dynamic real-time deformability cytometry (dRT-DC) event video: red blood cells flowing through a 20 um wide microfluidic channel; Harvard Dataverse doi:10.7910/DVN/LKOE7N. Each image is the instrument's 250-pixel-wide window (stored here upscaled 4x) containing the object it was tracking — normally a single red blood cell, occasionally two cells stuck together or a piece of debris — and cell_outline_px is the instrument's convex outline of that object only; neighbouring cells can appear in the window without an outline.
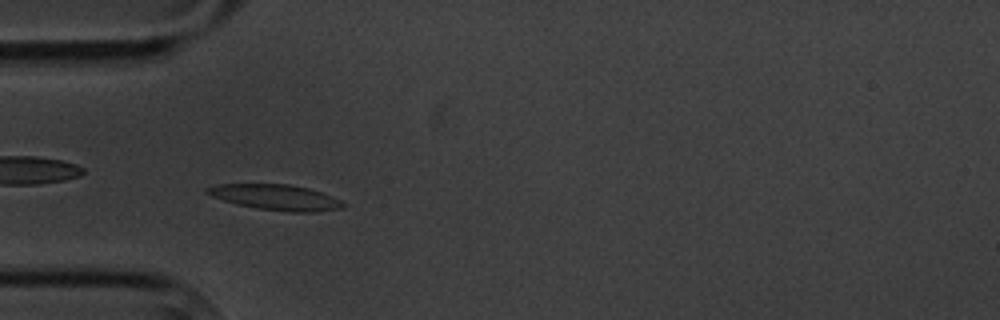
{"species": "common noctule bat (a hibernating species)", "species_latin": "Nyctalus noctula", "temperature_condition": "cold", "stored_images_in_passage": 7, "camera_frame_rate_fps": 3000, "um_per_image_px": 0.085, "animal": {"sex": "male", "body_mass_g": 20.1, "forearm_length_mm": 53.5}, "frame": {"image": 1, "passage_image": 5, "time_ms": 4.667, "image_size_px": [1000, 320], "cell_outline_px": [[344, 208], [316, 212], [288, 212], [256, 208], [236, 204], [212, 196], [204, 192], [204, 188], [216, 184], [288, 184], [308, 188], [332, 196], [340, 200], [344, 204]], "centroid_in_image_um": [23.42, 16.77], "position_along_channel_um": 61.6, "area_um2": 20.29}}
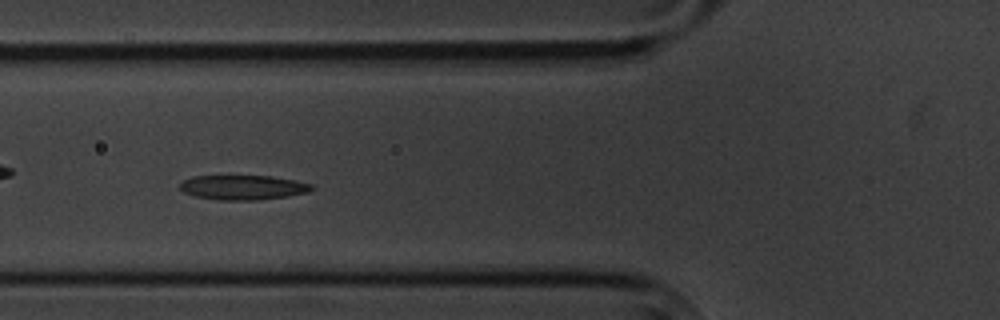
{"frame": {"image": 2, "passage_image": 6, "time_ms": 6.0, "image_size_px": [1000, 320], "cell_outline_px": [[316, 188], [308, 192], [288, 196], [260, 200], [220, 200], [196, 196], [184, 192], [180, 188], [180, 184], [184, 180], [192, 176], [272, 176], [296, 180], [312, 184]], "centroid_in_image_um": [20.71, 15.93], "position_along_channel_um": 105.1, "area_um2": 18.96}}
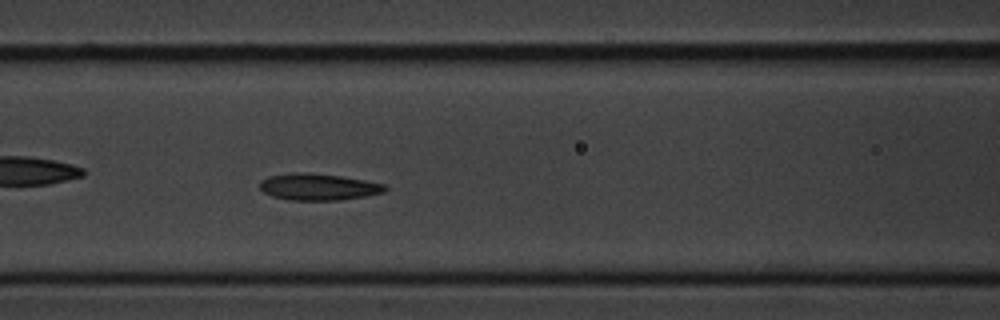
{"frame": {"image": 3, "passage_image": 7, "time_ms": 7.0, "image_size_px": [1000, 320], "cell_outline_px": [[388, 188], [384, 192], [364, 196], [340, 200], [288, 200], [272, 196], [264, 192], [260, 188], [260, 180], [268, 176], [292, 172], [308, 172], [340, 176], [364, 180], [384, 184]], "centroid_in_image_um": [27.02, 15.88], "position_along_channel_um": 139.6, "area_um2": 19.48}}